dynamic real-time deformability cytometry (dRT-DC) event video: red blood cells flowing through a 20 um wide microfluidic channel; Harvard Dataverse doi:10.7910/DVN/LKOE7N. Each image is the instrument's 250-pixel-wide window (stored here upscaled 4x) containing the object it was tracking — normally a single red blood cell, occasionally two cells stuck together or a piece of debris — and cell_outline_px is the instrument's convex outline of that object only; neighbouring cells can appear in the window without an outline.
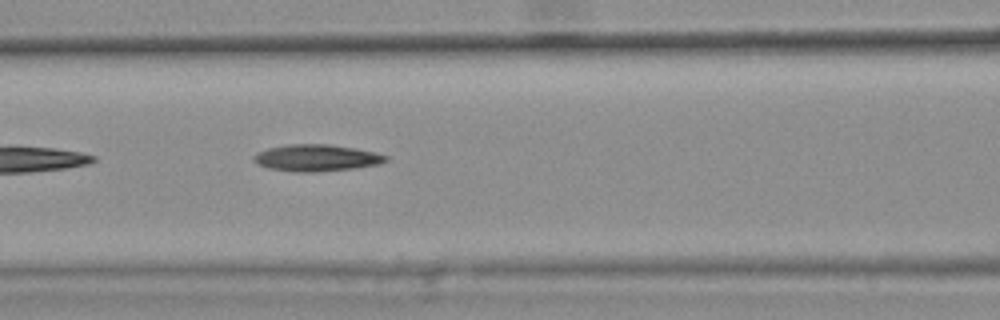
{"species": "common noctule bat (a hibernating species)", "species_latin": "Nyctalus noctula", "temperature_condition": "warm", "stored_images_in_passage": 3, "camera_frame_rate_fps": 3000, "um_per_image_px": 0.085, "animal": {"sex": "female", "body_mass_g": 25.1}, "frame": {"image": 1, "passage_image": 3, "time_ms": 0.667, "image_size_px": [1000, 320], "cell_outline_px": [[388, 160], [380, 164], [352, 168], [316, 172], [296, 172], [268, 168], [256, 164], [252, 160], [252, 156], [268, 148], [288, 144], [328, 144], [356, 148], [376, 152], [388, 156]], "centroid_in_image_um": [26.89, 13.42], "position_along_channel_um": 139.7, "area_um2": 20.63}}